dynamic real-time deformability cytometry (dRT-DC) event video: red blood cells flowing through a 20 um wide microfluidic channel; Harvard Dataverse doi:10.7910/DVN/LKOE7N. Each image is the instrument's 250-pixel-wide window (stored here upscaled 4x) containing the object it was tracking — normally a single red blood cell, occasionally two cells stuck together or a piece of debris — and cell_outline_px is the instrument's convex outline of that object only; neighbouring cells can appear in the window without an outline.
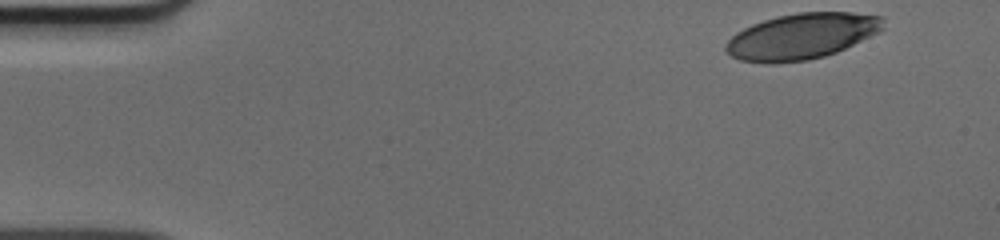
{"species": "human", "species_latin": "Homo sapiens", "temperature_condition": "cold", "stored_images_in_passage": 40, "camera_frame_rate_fps": 3000, "um_per_image_px": 0.085, "donor": {"sex": "male"}, "frame": {"image": 1, "passage_image": 1, "time_ms": 0.0, "image_size_px": [1000, 240], "cell_outline_px": [[884, 28], [880, 32], [836, 52], [824, 56], [808, 60], [772, 64], [764, 64], [740, 60], [732, 56], [724, 48], [724, 44], [736, 32], [752, 24], [776, 16], [800, 12], [852, 12], [884, 16]], "centroid_in_image_um": [68.15, 3.08], "position_along_channel_um": 16.9, "area_um2": 42.37}}
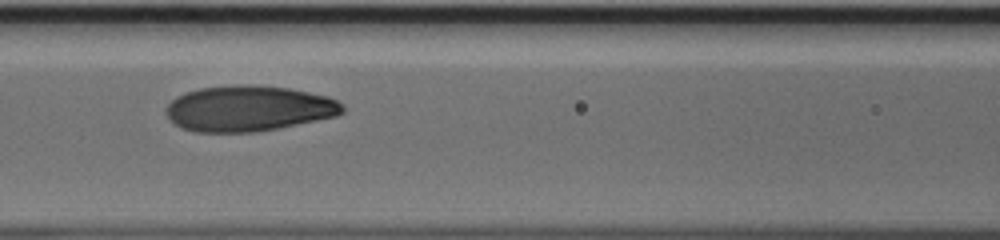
{"frame": {"image": 2, "passage_image": 19, "time_ms": 6.0, "image_size_px": [1000, 240], "cell_outline_px": [[344, 112], [336, 116], [256, 132], [196, 132], [180, 128], [168, 116], [168, 104], [176, 96], [184, 92], [200, 88], [236, 84], [248, 84], [288, 88], [328, 96], [336, 100], [344, 108]], "centroid_in_image_um": [21.12, 9.21], "position_along_channel_um": 145.5, "area_um2": 46.7}}
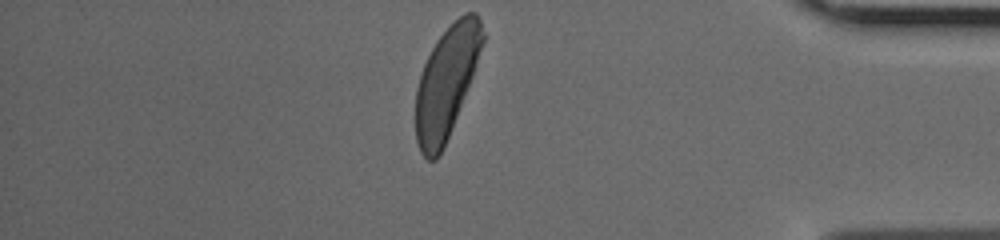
{"frame": {"image": 3, "passage_image": 40, "time_ms": 13.0, "image_size_px": [1000, 240], "cell_outline_px": [[484, 40], [472, 76], [444, 148], [436, 160], [428, 160], [420, 152], [416, 140], [416, 88], [424, 64], [436, 40], [464, 12], [476, 12], [480, 20], [484, 32]], "centroid_in_image_um": [37.93, 7.01], "position_along_channel_um": 397.3, "area_um2": 42.66}}